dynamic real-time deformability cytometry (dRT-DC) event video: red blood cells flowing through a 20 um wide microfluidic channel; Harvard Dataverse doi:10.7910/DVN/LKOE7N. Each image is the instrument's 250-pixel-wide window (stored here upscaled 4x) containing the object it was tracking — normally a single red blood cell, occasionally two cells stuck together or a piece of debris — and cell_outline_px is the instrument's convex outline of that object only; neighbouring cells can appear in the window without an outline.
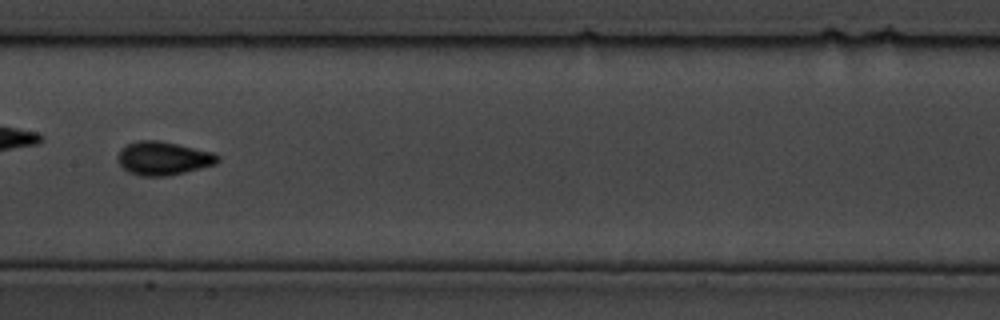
{"species": "common noctule bat (a hibernating species)", "species_latin": "Nyctalus noctula", "temperature_condition": "cold", "stored_images_in_passage": 23, "camera_frame_rate_fps": 3000, "um_per_image_px": 0.085, "animal": {"sex": "male", "body_mass_g": 19.5, "forearm_length_mm": 54.6}, "frame": {"image": 1, "passage_image": 10, "time_ms": 3.0, "image_size_px": [1000, 320], "cell_outline_px": [[220, 160], [216, 164], [184, 172], [164, 176], [140, 176], [128, 172], [116, 160], [116, 156], [120, 148], [128, 144], [140, 140], [160, 140], [212, 152], [220, 156]], "centroid_in_image_um": [13.85, 13.45], "position_along_channel_um": 193.6, "area_um2": 19.54}}